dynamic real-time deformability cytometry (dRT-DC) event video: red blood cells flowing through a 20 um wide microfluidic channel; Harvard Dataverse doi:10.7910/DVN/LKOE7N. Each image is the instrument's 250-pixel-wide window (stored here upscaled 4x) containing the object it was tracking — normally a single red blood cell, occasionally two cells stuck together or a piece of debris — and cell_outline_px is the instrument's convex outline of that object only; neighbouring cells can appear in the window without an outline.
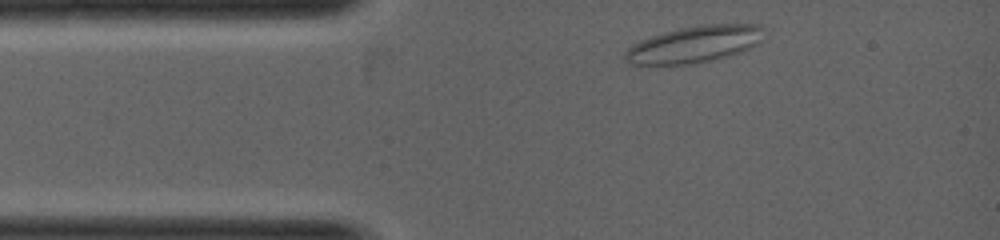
{"species": "common noctule bat (a hibernating species)", "species_latin": "Nyctalus noctula", "temperature_condition": "warm", "stored_images_in_passage": 2, "camera_frame_rate_fps": 5000, "um_per_image_px": 0.085, "animal": {"sex": "female", "body_mass_g": 19.0, "forearm_length_mm": 53.3}, "frame": {"image": 1, "passage_image": 1, "time_ms": 0.0, "image_size_px": [1000, 240], "cell_outline_px": [[764, 28], [760, 44], [740, 52], [728, 56], [692, 64], [628, 64], [624, 60], [624, 52], [632, 44], [640, 40], [664, 32], [680, 28], [704, 24], [760, 24]], "centroid_in_image_um": [59.04, 3.76], "position_along_channel_um": 26.0, "area_um2": 29.77}}